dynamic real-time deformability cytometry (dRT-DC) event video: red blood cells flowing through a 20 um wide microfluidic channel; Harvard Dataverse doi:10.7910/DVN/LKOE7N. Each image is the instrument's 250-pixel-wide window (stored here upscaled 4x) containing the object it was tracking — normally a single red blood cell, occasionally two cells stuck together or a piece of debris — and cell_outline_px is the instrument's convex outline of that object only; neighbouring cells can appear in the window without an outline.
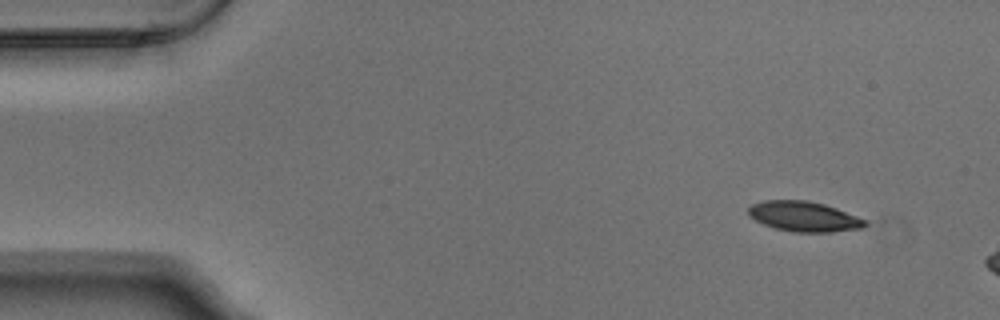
{"species": "Egyptian fruit bat (a non-hibernating species)", "species_latin": "Rousettus aegyptiacus", "temperature_condition": "warm", "stored_images_in_passage": 3, "camera_frame_rate_fps": 3000, "um_per_image_px": 0.085, "animal": {"sex": "male"}, "frame": {"image": 1, "passage_image": 1, "time_ms": 0.0, "image_size_px": [1000, 320], "cell_outline_px": [[868, 224], [864, 228], [832, 232], [796, 232], [776, 228], [764, 224], [748, 216], [748, 208], [752, 204], [764, 200], [808, 200], [824, 204], [836, 208], [868, 220]], "centroid_in_image_um": [68.37, 18.4], "position_along_channel_um": 16.6, "area_um2": 20.58}}